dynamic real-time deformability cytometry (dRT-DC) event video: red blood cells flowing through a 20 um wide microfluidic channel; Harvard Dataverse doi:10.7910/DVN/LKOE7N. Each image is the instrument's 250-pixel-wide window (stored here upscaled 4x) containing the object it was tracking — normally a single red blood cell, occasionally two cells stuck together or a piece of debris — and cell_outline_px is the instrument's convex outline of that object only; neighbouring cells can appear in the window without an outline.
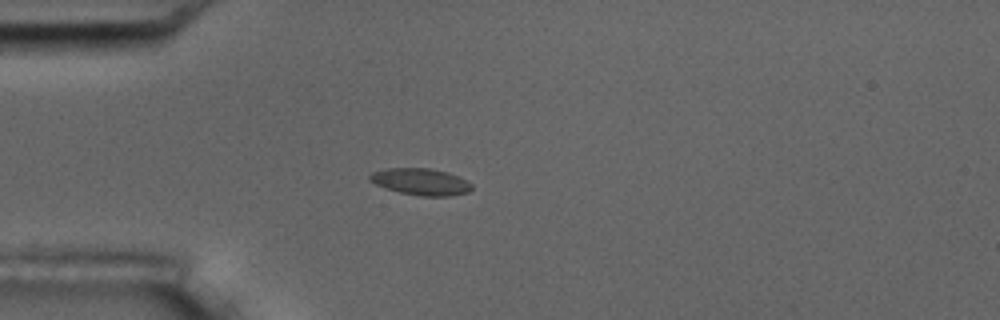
{"species": "common noctule bat (a hibernating species)", "species_latin": "Nyctalus noctula", "temperature_condition": "room temperature", "stored_images_in_passage": 6, "camera_frame_rate_fps": 3000, "um_per_image_px": 0.085, "animal": {"sex": "male", "body_mass_g": 17.5, "forearm_length_mm": 52.3}, "frame": {"image": 1, "passage_image": 3, "time_ms": 3.333, "image_size_px": [1000, 320], "cell_outline_px": [[472, 188], [468, 192], [448, 196], [420, 196], [400, 192], [376, 184], [368, 180], [368, 176], [372, 172], [388, 168], [428, 168], [448, 172], [468, 180], [472, 184]], "centroid_in_image_um": [35.78, 15.44], "position_along_channel_um": 49.2, "area_um2": 15.84}}